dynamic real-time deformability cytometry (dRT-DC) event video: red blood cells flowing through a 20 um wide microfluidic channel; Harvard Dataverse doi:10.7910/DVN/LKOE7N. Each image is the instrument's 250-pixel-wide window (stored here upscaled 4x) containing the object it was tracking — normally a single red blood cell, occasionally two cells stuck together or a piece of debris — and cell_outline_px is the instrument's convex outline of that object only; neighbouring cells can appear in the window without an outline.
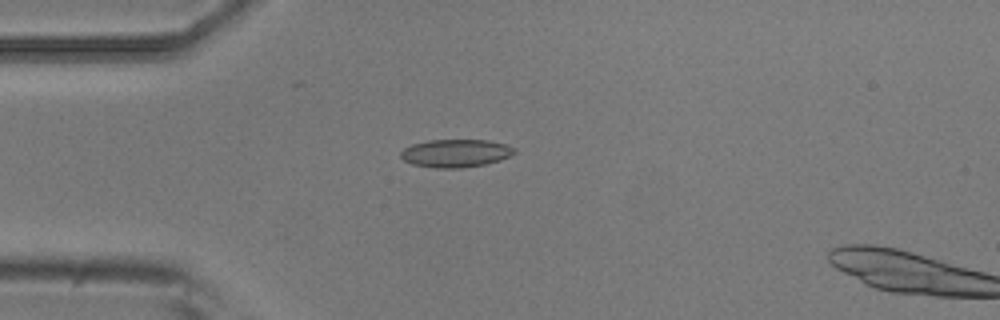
{"species": "common noctule bat (a hibernating species)", "species_latin": "Nyctalus noctula", "temperature_condition": "room temperature", "stored_images_in_passage": 2, "camera_frame_rate_fps": 3000, "um_per_image_px": 0.085, "animal": {"sex": "male", "body_mass_g": 20.5, "forearm_length_mm": 52.5}, "frame": {"image": 1, "passage_image": 1, "time_ms": 0.0, "image_size_px": [1000, 320], "cell_outline_px": [[516, 152], [512, 156], [500, 160], [484, 164], [460, 168], [436, 168], [412, 164], [404, 160], [400, 156], [400, 152], [404, 148], [412, 144], [428, 140], [488, 140], [504, 144], [516, 148]], "centroid_in_image_um": [38.74, 13.02], "position_along_channel_um": 46.3, "area_um2": 18.55}}